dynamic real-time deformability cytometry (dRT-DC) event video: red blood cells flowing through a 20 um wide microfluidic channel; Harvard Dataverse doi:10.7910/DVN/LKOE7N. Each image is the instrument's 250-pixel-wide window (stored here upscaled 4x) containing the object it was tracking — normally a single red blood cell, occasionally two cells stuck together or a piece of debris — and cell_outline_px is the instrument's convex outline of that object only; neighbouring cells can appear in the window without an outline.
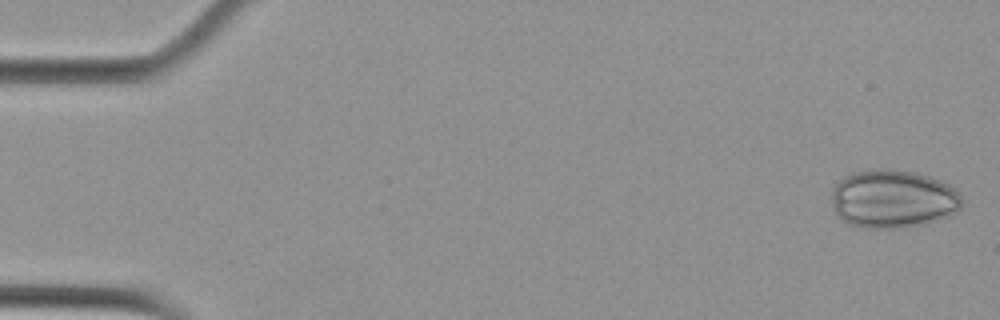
{"species": "Egyptian fruit bat (a non-hibernating species)", "species_latin": "Rousettus aegyptiacus", "temperature_condition": "cold", "stored_images_in_passage": 54, "camera_frame_rate_fps": 3000, "um_per_image_px": 0.085, "animal": {"sex": "female"}, "frame": {"image": 1, "passage_image": 1, "time_ms": 0.0, "image_size_px": [1000, 320], "cell_outline_px": [[964, 200], [960, 208], [948, 216], [936, 220], [904, 228], [860, 228], [848, 224], [840, 220], [832, 204], [832, 188], [844, 176], [852, 172], [868, 168], [888, 168], [912, 172], [928, 176], [940, 180], [948, 184]], "centroid_in_image_um": [75.85, 16.9], "position_along_channel_um": 9.1, "area_um2": 44.62}}
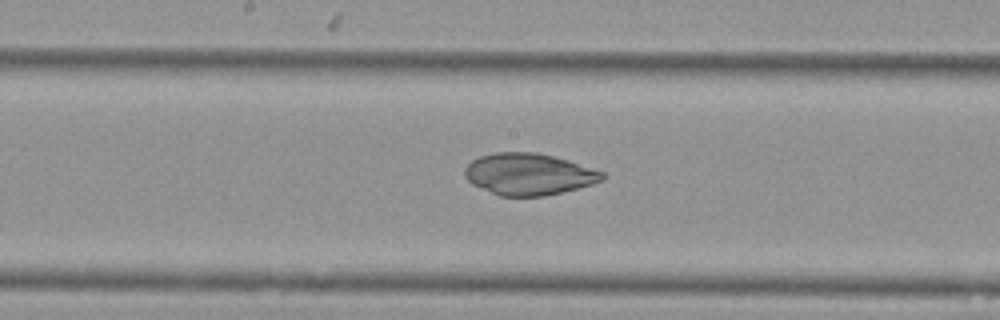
{"frame": {"image": 2, "passage_image": 28, "time_ms": 9.0, "image_size_px": [1000, 320], "cell_outline_px": [[604, 180], [592, 184], [544, 196], [500, 196], [472, 184], [464, 176], [464, 168], [472, 160], [480, 156], [496, 152], [536, 152], [568, 160], [604, 172]], "centroid_in_image_um": [44.92, 14.8], "position_along_channel_um": 203.3, "area_um2": 33.23}}
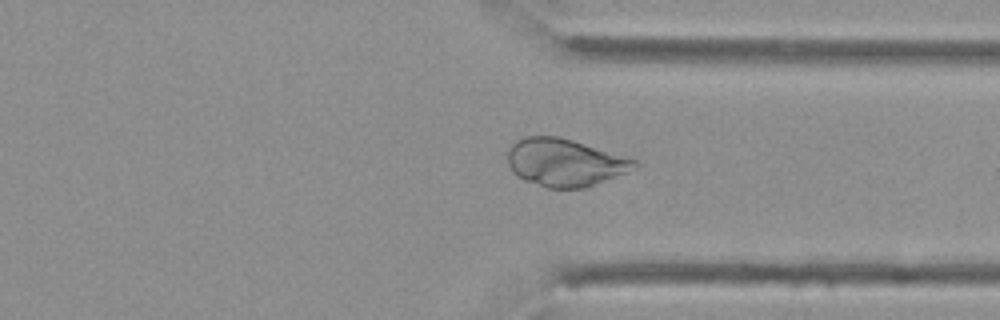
{"frame": {"image": 3, "passage_image": 41, "time_ms": 13.333, "image_size_px": [1000, 320], "cell_outline_px": [[640, 168], [584, 188], [548, 188], [524, 180], [516, 176], [512, 172], [508, 164], [508, 148], [516, 140], [524, 136], [556, 136], [572, 140], [632, 156], [640, 164]], "centroid_in_image_um": [48.08, 13.8], "position_along_channel_um": 363.3, "area_um2": 35.89}}